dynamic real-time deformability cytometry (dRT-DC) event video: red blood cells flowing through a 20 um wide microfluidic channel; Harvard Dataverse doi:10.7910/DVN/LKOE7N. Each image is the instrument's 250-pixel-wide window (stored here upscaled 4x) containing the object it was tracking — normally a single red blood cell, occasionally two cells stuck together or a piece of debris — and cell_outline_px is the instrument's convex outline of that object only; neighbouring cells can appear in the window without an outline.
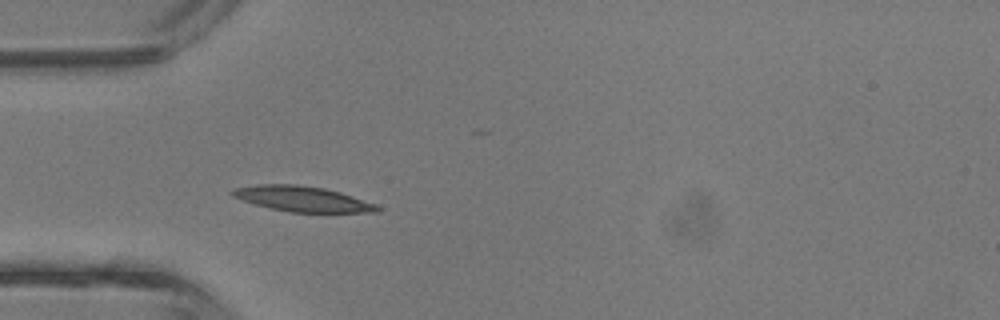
{"species": "common noctule bat (a hibernating species)", "species_latin": "Nyctalus noctula", "temperature_condition": "room temperature", "stored_images_in_passage": 31, "camera_frame_rate_fps": 3000, "um_per_image_px": 0.085, "animal": {"sex": "male", "body_mass_g": 13.3}, "frame": {"image": 1, "passage_image": 1, "time_ms": 0.0, "image_size_px": [1000, 320], "cell_outline_px": [[384, 208], [380, 212], [288, 212], [256, 204], [232, 196], [228, 192], [232, 188], [256, 184], [296, 184], [324, 188], [340, 192], [376, 204]], "centroid_in_image_um": [25.71, 16.9], "position_along_channel_um": 59.3, "area_um2": 21.44}}
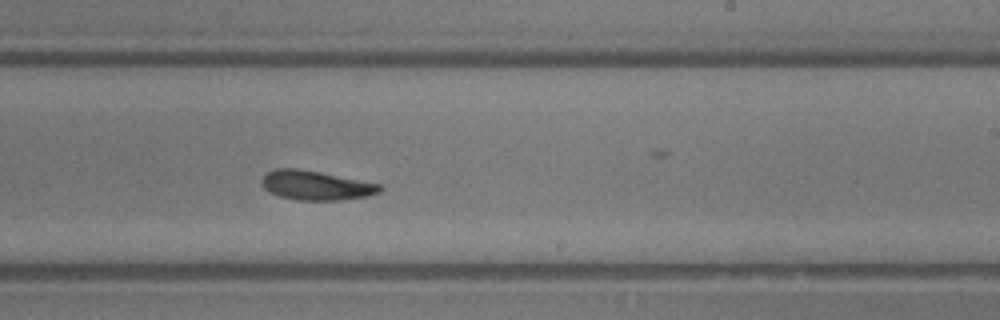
{"frame": {"image": 2, "passage_image": 14, "time_ms": 4.333, "image_size_px": [1000, 320], "cell_outline_px": [[384, 188], [380, 192], [368, 196], [340, 200], [300, 200], [280, 196], [264, 188], [260, 180], [268, 172], [276, 168], [296, 168], [320, 172], [380, 184]], "centroid_in_image_um": [26.88, 15.75], "position_along_channel_um": 262.1, "area_um2": 20.0}}
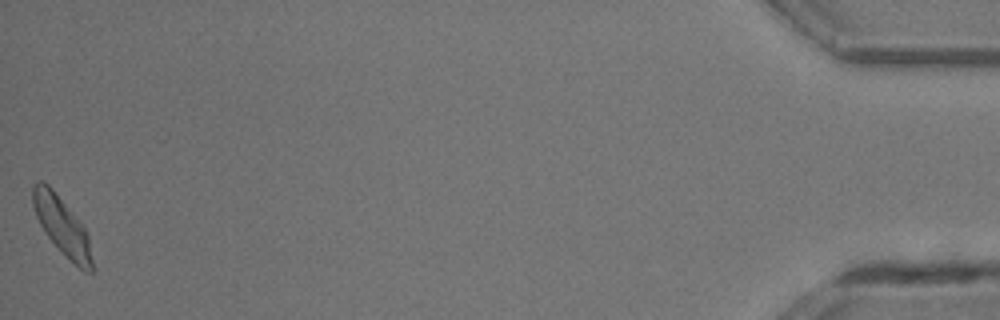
{"frame": {"image": 3, "passage_image": 31, "time_ms": 10.0, "image_size_px": [1000, 320], "cell_outline_px": [[92, 272], [84, 272], [68, 260], [48, 236], [40, 224], [36, 216], [32, 204], [32, 184], [36, 180], [44, 180], [52, 188], [88, 232], [92, 260]], "centroid_in_image_um": [5.26, 19.2], "position_along_channel_um": 429.9, "area_um2": 20.0}, "authors_computed_cell_mechanics": {"area_um2": 19.9988, "velocity_mm_per_s": 4.7556, "shape_relaxation_time_tau1_ms": 1.888, "shape_relaxation_time_tau2_ms": null, "deformation_change_tau1": 0.1107, "deformation_change_tau2": null}}